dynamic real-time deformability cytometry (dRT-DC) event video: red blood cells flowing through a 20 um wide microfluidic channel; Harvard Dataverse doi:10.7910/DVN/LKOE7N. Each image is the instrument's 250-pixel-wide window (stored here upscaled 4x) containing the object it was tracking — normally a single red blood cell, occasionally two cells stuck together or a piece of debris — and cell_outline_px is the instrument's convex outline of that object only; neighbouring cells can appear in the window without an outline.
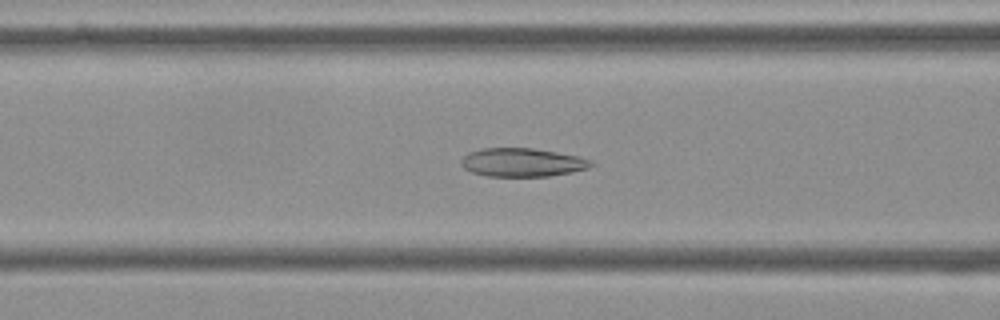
{"species": "Egyptian fruit bat (a non-hibernating species)", "species_latin": "Rousettus aegyptiacus", "temperature_condition": "cold", "stored_images_in_passage": 45, "camera_frame_rate_fps": 3000, "um_per_image_px": 0.085, "frame": {"image": 1, "passage_image": 12, "time_ms": 3.667, "image_size_px": [1000, 320], "cell_outline_px": [[596, 164], [588, 168], [572, 172], [548, 176], [488, 176], [472, 172], [464, 168], [460, 164], [460, 160], [468, 152], [484, 148], [532, 148], [556, 152], [576, 156], [592, 160]], "centroid_in_image_um": [44.39, 13.8], "position_along_channel_um": 122.2, "area_um2": 21.56}}
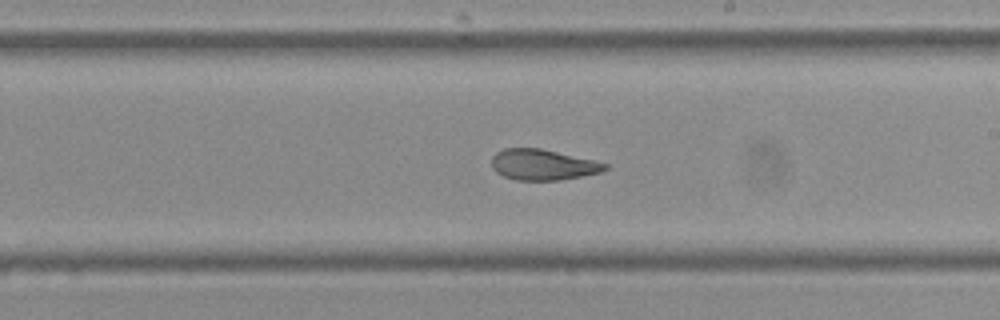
{"frame": {"image": 2, "passage_image": 22, "time_ms": 7.0, "image_size_px": [1000, 320], "cell_outline_px": [[608, 168], [600, 172], [560, 180], [516, 180], [504, 176], [496, 172], [492, 168], [492, 156], [496, 152], [504, 148], [540, 148], [592, 160], [608, 164]], "centroid_in_image_um": [46.1, 14.0], "position_along_channel_um": 242.9, "area_um2": 20.11}}
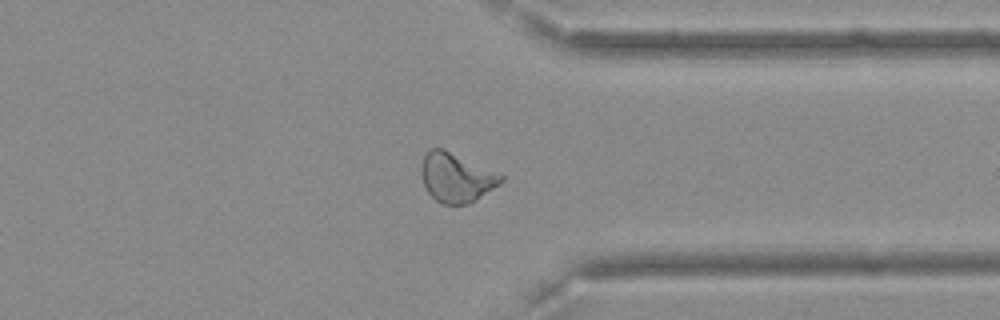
{"frame": {"image": 3, "passage_image": 33, "time_ms": 10.667, "image_size_px": [1000, 320], "cell_outline_px": [[504, 180], [500, 184], [476, 200], [468, 204], [440, 204], [428, 192], [424, 184], [420, 172], [420, 164], [424, 156], [432, 148], [444, 148], [504, 176]], "centroid_in_image_um": [38.76, 15.09], "position_along_channel_um": 372.6, "area_um2": 22.77}, "authors_computed_cell_mechanics": {"area_um2": 21.8484, "velocity_mm_per_s": 3.6196, "shape_relaxation_time_tau1_ms": null, "shape_relaxation_time_tau2_ms": 2.385, "deformation_change_tau1": null, "deformation_change_tau2": 0.087}}